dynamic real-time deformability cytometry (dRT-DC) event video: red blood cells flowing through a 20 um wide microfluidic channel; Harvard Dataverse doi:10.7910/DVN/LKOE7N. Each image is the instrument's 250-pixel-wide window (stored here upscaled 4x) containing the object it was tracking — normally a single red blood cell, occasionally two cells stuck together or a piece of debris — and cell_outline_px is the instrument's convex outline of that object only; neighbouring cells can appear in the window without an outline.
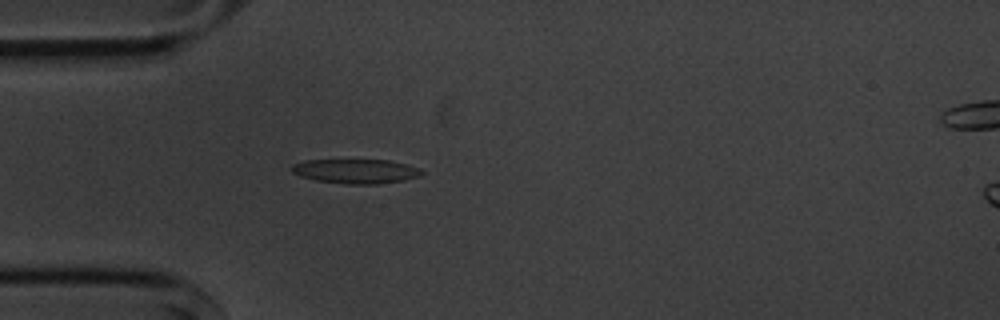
{"species": "common noctule bat (a hibernating species)", "species_latin": "Nyctalus noctula", "temperature_condition": "cold", "stored_images_in_passage": 5, "camera_frame_rate_fps": 3000, "um_per_image_px": 0.085, "animal": {"sex": "male", "body_mass_g": 20.1, "forearm_length_mm": 53.5}, "frame": {"image": 1, "passage_image": 5, "time_ms": 4.667, "image_size_px": [1000, 320], "cell_outline_px": [[424, 172], [420, 176], [404, 180], [380, 184], [344, 184], [316, 180], [300, 176], [292, 172], [292, 164], [304, 160], [388, 160], [420, 168]], "centroid_in_image_um": [30.24, 14.56], "position_along_channel_um": 54.8, "area_um2": 18.5}}